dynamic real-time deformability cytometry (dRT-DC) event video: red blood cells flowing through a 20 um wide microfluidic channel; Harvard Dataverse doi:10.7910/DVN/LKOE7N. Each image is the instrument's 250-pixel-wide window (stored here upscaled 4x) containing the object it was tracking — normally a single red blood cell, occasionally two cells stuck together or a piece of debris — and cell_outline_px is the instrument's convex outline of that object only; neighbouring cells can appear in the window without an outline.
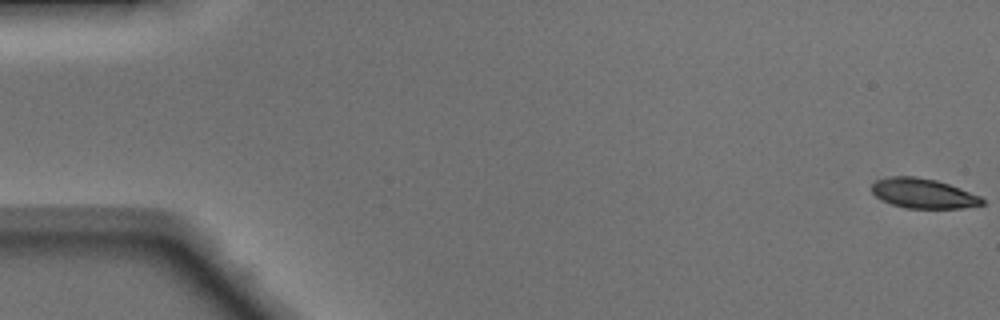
{"species": "Egyptian fruit bat (a non-hibernating species)", "species_latin": "Rousettus aegyptiacus", "temperature_condition": "warm", "stored_images_in_passage": 50, "camera_frame_rate_fps": 3000, "um_per_image_px": 0.085, "animal": {"sex": "male"}, "frame": {"image": 1, "passage_image": 1, "time_ms": 0.0, "image_size_px": [1000, 320], "cell_outline_px": [[984, 204], [964, 208], [908, 208], [892, 204], [876, 196], [872, 192], [872, 184], [876, 180], [892, 176], [916, 176], [936, 180], [960, 188], [980, 196], [984, 200]], "centroid_in_image_um": [78.49, 16.43], "position_along_channel_um": 6.5, "area_um2": 19.02}}
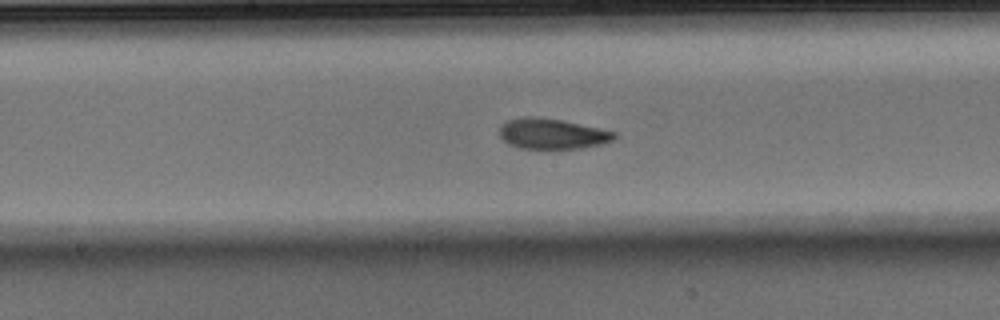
{"frame": {"image": 2, "passage_image": 26, "time_ms": 8.333, "image_size_px": [1000, 320], "cell_outline_px": [[616, 136], [612, 140], [600, 144], [580, 148], [520, 148], [508, 144], [500, 136], [500, 128], [508, 120], [524, 116], [536, 116], [564, 120], [600, 128], [616, 132]], "centroid_in_image_um": [46.93, 11.35], "position_along_channel_um": 201.3, "area_um2": 20.29}}
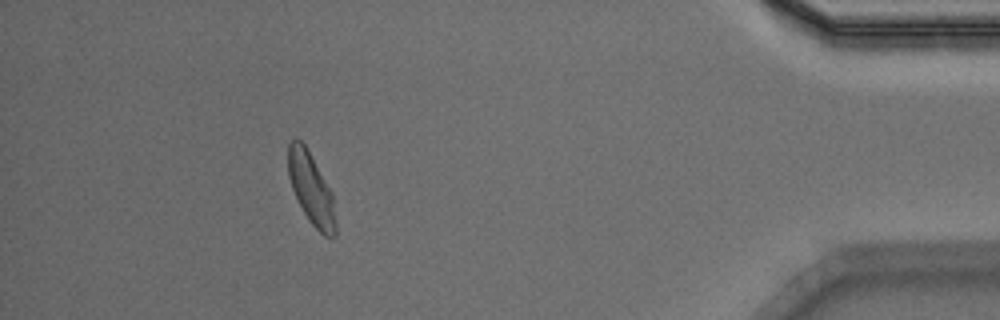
{"frame": {"image": 3, "passage_image": 45, "time_ms": 14.667, "image_size_px": [1000, 320], "cell_outline_px": [[336, 236], [324, 236], [308, 220], [292, 188], [288, 176], [288, 144], [296, 136], [304, 144], [332, 192], [336, 220]], "centroid_in_image_um": [26.45, 16.05], "position_along_channel_um": 408.8, "area_um2": 19.54}, "authors_computed_cell_mechanics": {"area_um2": 20.2589, "velocity_mm_per_s": 4.1241, "shape_relaxation_time_tau1_ms": 3.9785, "shape_relaxation_time_tau2_ms": 2.0032, "deformation_change_tau1": 0.137, "deformation_change_tau2": 0.0725}}